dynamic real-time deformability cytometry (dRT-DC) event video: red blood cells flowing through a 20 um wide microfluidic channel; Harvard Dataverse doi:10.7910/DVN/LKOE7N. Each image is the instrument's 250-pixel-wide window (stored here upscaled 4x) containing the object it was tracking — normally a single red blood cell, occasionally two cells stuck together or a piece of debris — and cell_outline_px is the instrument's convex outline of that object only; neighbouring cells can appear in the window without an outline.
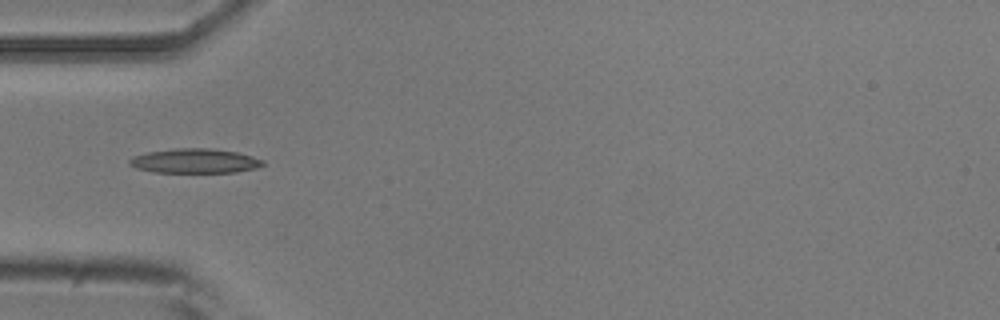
{"species": "common noctule bat (a hibernating species)", "species_latin": "Nyctalus noctula", "temperature_condition": "room temperature", "stored_images_in_passage": 10, "camera_frame_rate_fps": 3000, "um_per_image_px": 0.085, "animal": {"sex": "male", "body_mass_g": 20.5, "forearm_length_mm": 52.5}, "frame": {"image": 1, "passage_image": 5, "time_ms": 4.667, "image_size_px": [1000, 320], "cell_outline_px": [[264, 164], [256, 168], [236, 172], [152, 172], [136, 168], [128, 164], [128, 160], [132, 156], [148, 152], [172, 148], [212, 148], [236, 152], [252, 156], [264, 160]], "centroid_in_image_um": [16.53, 13.67], "position_along_channel_um": 68.5, "area_um2": 19.13}}
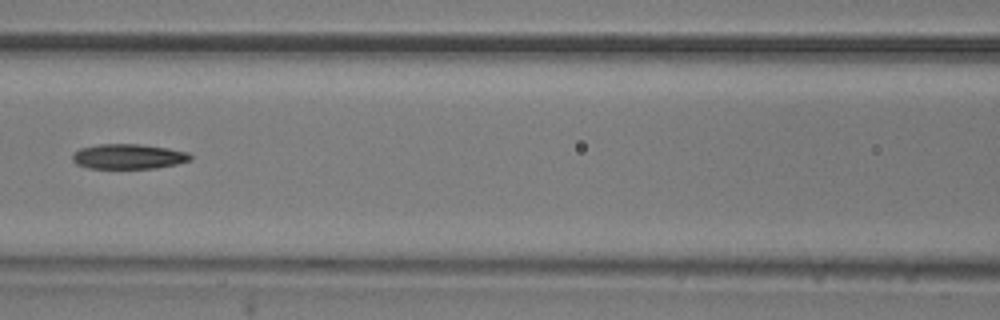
{"frame": {"image": 2, "passage_image": 7, "time_ms": 7.0, "image_size_px": [1000, 320], "cell_outline_px": [[192, 160], [176, 164], [156, 168], [88, 168], [76, 164], [72, 160], [72, 156], [80, 148], [100, 144], [136, 144], [168, 148], [188, 152], [192, 156]], "centroid_in_image_um": [10.93, 13.3], "position_along_channel_um": 155.7, "area_um2": 17.11}}
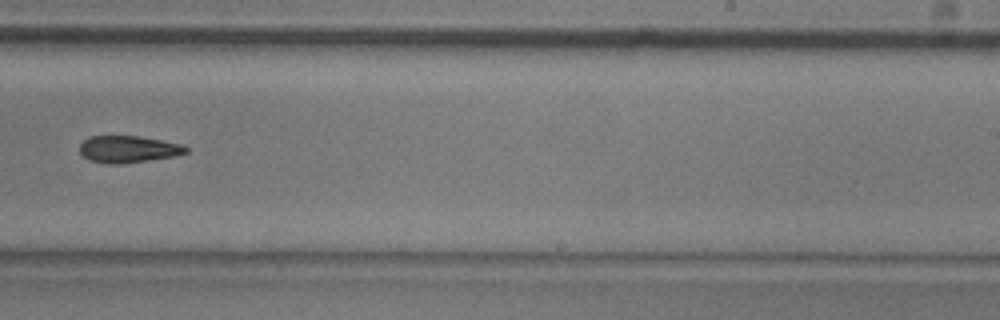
{"frame": {"image": 3, "passage_image": 10, "time_ms": 10.333, "image_size_px": [1000, 320], "cell_outline_px": [[188, 152], [176, 156], [120, 164], [108, 164], [88, 160], [80, 152], [80, 144], [88, 136], [136, 136], [160, 140], [180, 144], [188, 148]], "centroid_in_image_um": [10.87, 12.69], "position_along_channel_um": 278.1, "area_um2": 16.59}}